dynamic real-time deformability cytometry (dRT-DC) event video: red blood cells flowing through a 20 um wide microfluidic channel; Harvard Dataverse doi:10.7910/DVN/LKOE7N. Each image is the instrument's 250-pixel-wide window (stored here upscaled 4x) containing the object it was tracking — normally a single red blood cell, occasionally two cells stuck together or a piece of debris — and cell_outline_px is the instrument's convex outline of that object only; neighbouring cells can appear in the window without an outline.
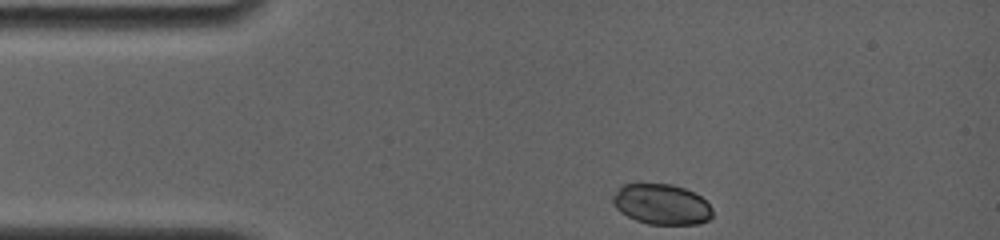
{"species": "common noctule bat (a hibernating species)", "species_latin": "Nyctalus noctula", "temperature_condition": "room temperature", "stored_images_in_passage": 16, "camera_frame_rate_fps": 4000, "um_per_image_px": 0.085, "animal": {"sex": "female", "body_mass_g": 19.0, "forearm_length_mm": 56.7}, "frame": {"image": 1, "passage_image": 1, "time_ms": 0.0, "image_size_px": [1000, 240], "cell_outline_px": [[712, 216], [708, 220], [700, 224], [648, 224], [636, 220], [620, 212], [612, 204], [612, 196], [624, 184], [672, 184], [684, 188], [700, 196], [712, 208]], "centroid_in_image_um": [56.23, 17.37], "position_along_channel_um": 28.8, "area_um2": 23.41}}
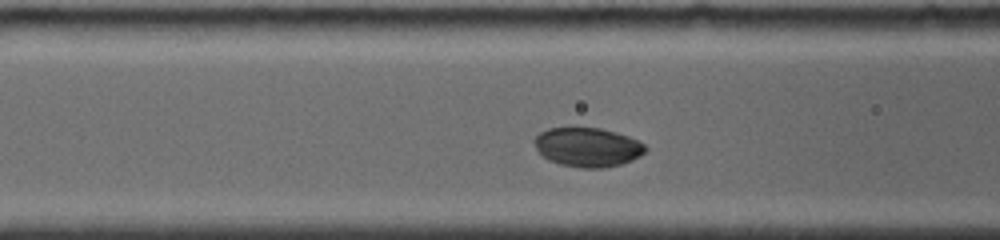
{"frame": {"image": 2, "passage_image": 10, "time_ms": 3.5, "image_size_px": [1000, 240], "cell_outline_px": [[648, 148], [640, 156], [632, 160], [620, 164], [604, 168], [580, 168], [560, 164], [548, 160], [536, 148], [532, 140], [540, 132], [548, 128], [600, 128], [616, 132], [628, 136], [644, 144]], "centroid_in_image_um": [49.94, 12.51], "position_along_channel_um": 116.7, "area_um2": 25.32}}
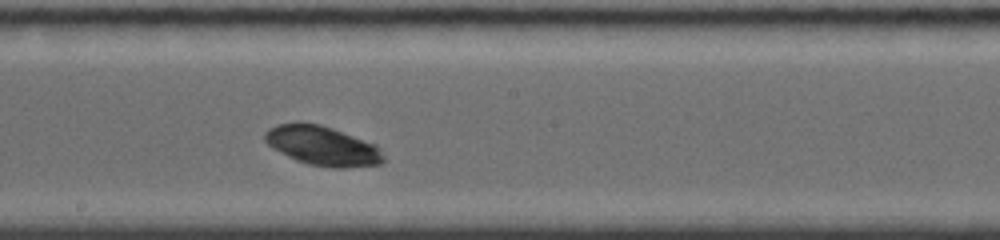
{"frame": {"image": 3, "passage_image": 16, "time_ms": 6.25, "image_size_px": [1000, 240], "cell_outline_px": [[384, 164], [348, 168], [328, 168], [308, 164], [296, 160], [288, 156], [268, 144], [264, 140], [264, 132], [268, 128], [280, 124], [320, 124], [332, 128], [376, 144], [380, 148], [384, 156]], "centroid_in_image_um": [27.47, 12.43], "position_along_channel_um": 220.7, "area_um2": 27.11}}